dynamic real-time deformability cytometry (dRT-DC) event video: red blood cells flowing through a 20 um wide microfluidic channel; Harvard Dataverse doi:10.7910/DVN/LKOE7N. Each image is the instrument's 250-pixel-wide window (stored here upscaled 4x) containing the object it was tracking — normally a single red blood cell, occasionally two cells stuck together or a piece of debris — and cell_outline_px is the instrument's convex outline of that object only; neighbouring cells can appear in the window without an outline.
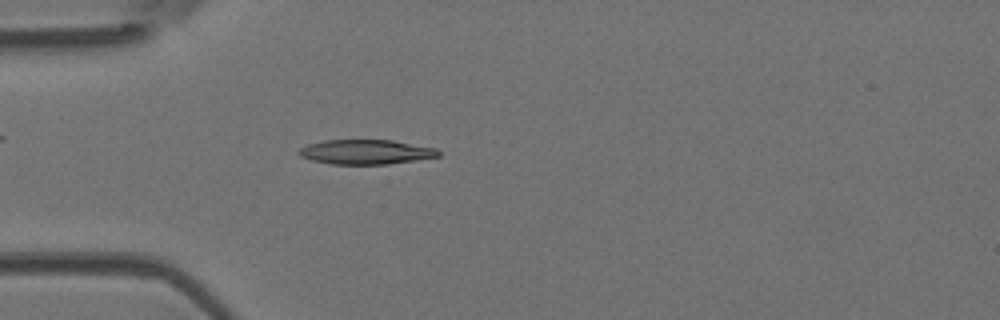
{"species": "Egyptian fruit bat (a non-hibernating species)", "species_latin": "Rousettus aegyptiacus", "temperature_condition": "room temperature", "stored_images_in_passage": 47, "camera_frame_rate_fps": 3000, "um_per_image_px": 0.085, "animal": {"sex": "female"}, "frame": {"image": 1, "passage_image": 13, "time_ms": 4.0, "image_size_px": [1000, 320], "cell_outline_px": [[440, 156], [388, 164], [332, 164], [312, 160], [300, 156], [296, 152], [300, 148], [308, 144], [324, 140], [392, 140], [436, 148], [440, 152]], "centroid_in_image_um": [31.08, 12.91], "position_along_channel_um": 53.9, "area_um2": 19.94}}
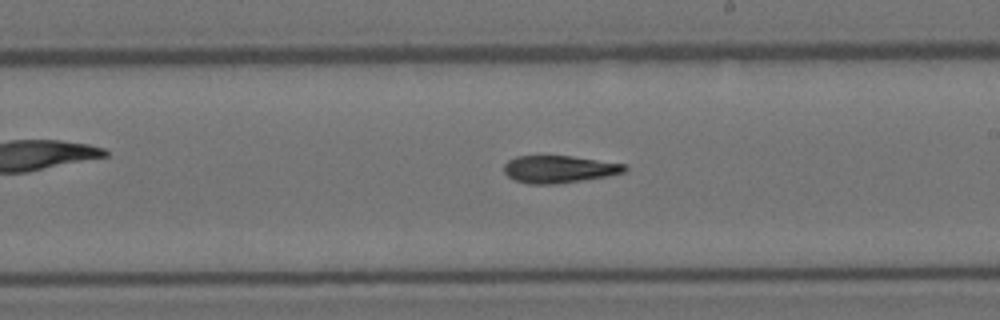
{"frame": {"image": 2, "passage_image": 27, "time_ms": 8.667, "image_size_px": [1000, 320], "cell_outline_px": [[628, 168], [624, 172], [608, 176], [556, 184], [528, 184], [516, 180], [508, 176], [504, 172], [504, 164], [508, 160], [516, 156], [572, 156], [628, 164]], "centroid_in_image_um": [47.54, 14.38], "position_along_channel_um": 241.5, "area_um2": 19.31}}
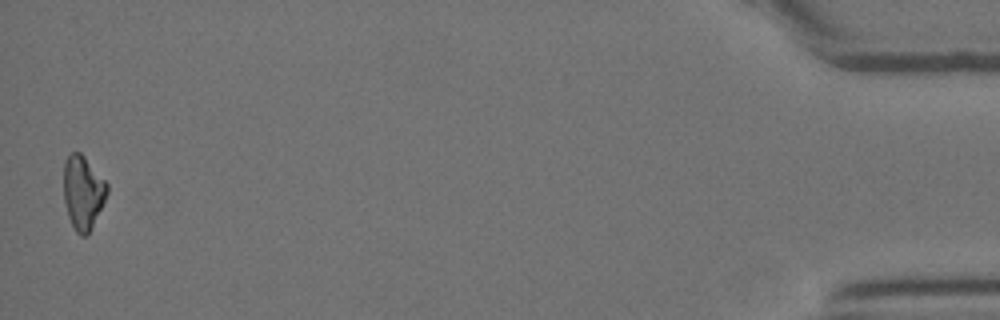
{"frame": {"image": 3, "passage_image": 47, "time_ms": 15.333, "image_size_px": [1000, 320], "cell_outline_px": [[108, 192], [92, 228], [88, 236], [80, 236], [76, 232], [68, 216], [64, 200], [64, 160], [72, 152], [80, 152], [84, 156], [108, 184]], "centroid_in_image_um": [7.05, 16.37], "position_along_channel_um": 428.2, "area_um2": 18.61}}